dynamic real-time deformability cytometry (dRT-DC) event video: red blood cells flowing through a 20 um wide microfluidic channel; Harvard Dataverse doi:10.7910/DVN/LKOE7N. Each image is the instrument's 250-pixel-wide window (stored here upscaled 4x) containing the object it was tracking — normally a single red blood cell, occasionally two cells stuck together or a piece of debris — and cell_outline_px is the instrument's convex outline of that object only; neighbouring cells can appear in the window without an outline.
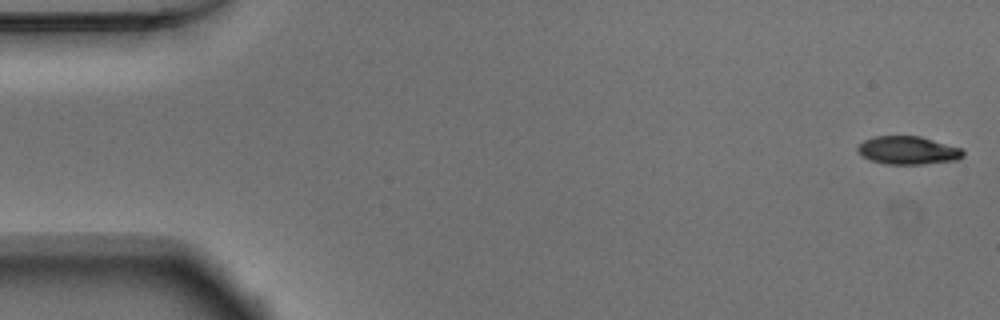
{"species": "Egyptian fruit bat (a non-hibernating species)", "species_latin": "Rousettus aegyptiacus", "temperature_condition": "warm", "stored_images_in_passage": 51, "camera_frame_rate_fps": 3000, "um_per_image_px": 0.085, "animal": {"sex": "male"}, "frame": {"image": 1, "passage_image": 1, "time_ms": 0.0, "image_size_px": [1000, 320], "cell_outline_px": [[964, 156], [956, 160], [920, 164], [888, 164], [872, 160], [860, 156], [856, 152], [856, 148], [864, 140], [876, 136], [920, 136], [964, 148]], "centroid_in_image_um": [77.19, 12.77], "position_along_channel_um": 7.8, "area_um2": 17.4}}
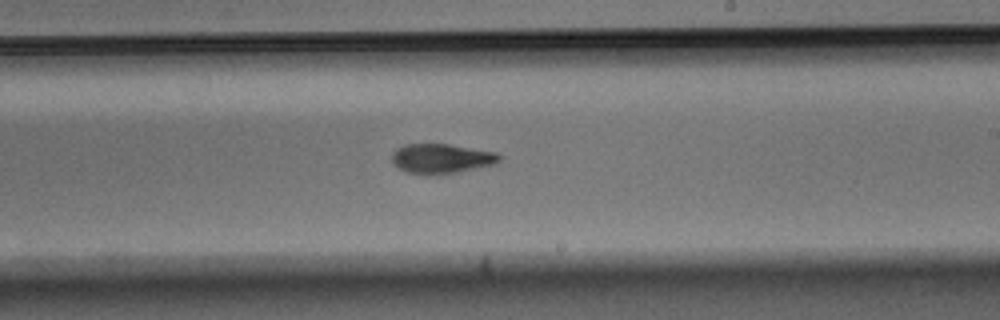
{"frame": {"image": 2, "passage_image": 30, "time_ms": 9.667, "image_size_px": [1000, 320], "cell_outline_px": [[500, 160], [496, 164], [456, 172], [408, 172], [392, 164], [392, 152], [396, 148], [404, 144], [448, 144], [496, 152], [500, 156]], "centroid_in_image_um": [37.52, 13.43], "position_along_channel_um": 251.5, "area_um2": 17.98}}
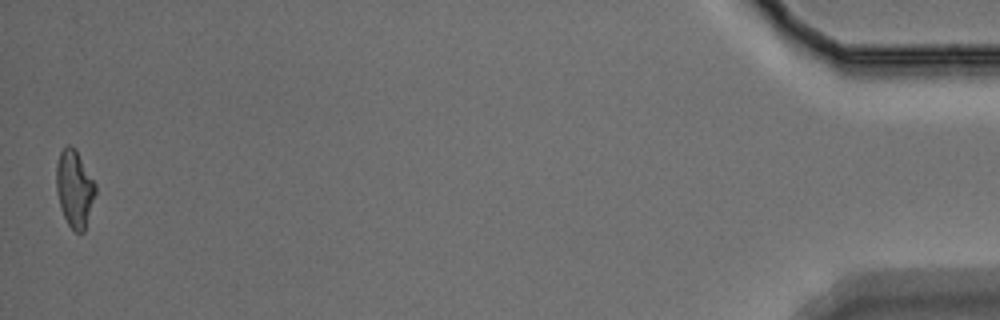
{"frame": {"image": 3, "passage_image": 51, "time_ms": 16.667, "image_size_px": [1000, 320], "cell_outline_px": [[96, 192], [84, 232], [76, 232], [68, 224], [60, 208], [56, 192], [56, 164], [60, 152], [68, 144], [76, 148], [96, 184]], "centroid_in_image_um": [6.33, 16.01], "position_along_channel_um": 428.9, "area_um2": 17.69}, "authors_computed_cell_mechanics": {"area_um2": 18.4382, "velocity_mm_per_s": 3.8908, "shape_relaxation_time_tau1_ms": 3.1922, "shape_relaxation_time_tau2_ms": 4.5143, "deformation_change_tau1": 0.152, "deformation_change_tau2": 0.1158}}